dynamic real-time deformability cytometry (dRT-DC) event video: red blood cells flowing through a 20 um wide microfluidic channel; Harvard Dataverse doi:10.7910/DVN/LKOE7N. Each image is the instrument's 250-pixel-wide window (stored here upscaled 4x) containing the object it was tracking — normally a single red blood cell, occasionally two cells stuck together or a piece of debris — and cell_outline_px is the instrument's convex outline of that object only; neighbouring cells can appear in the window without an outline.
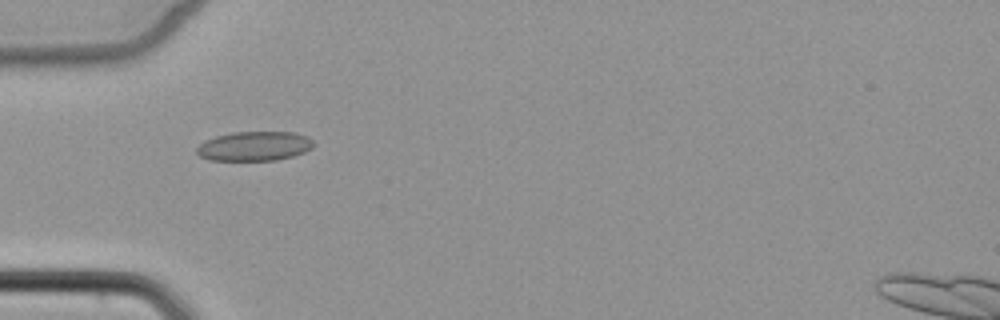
{"species": "common noctule bat (a hibernating species)", "species_latin": "Nyctalus noctula", "temperature_condition": "cold", "stored_images_in_passage": 2, "camera_frame_rate_fps": 3000, "um_per_image_px": 0.085, "animal": {"sex": "female", "body_mass_g": 22.7, "forearm_length_mm": 54.2}, "frame": {"image": 1, "passage_image": 1, "time_ms": 0.0, "image_size_px": [1000, 320], "cell_outline_px": [[316, 144], [312, 148], [304, 152], [292, 156], [276, 160], [208, 160], [200, 156], [196, 152], [196, 148], [204, 140], [216, 136], [232, 132], [296, 132], [308, 136]], "centroid_in_image_um": [21.63, 12.41], "position_along_channel_um": 63.4, "area_um2": 20.17}}
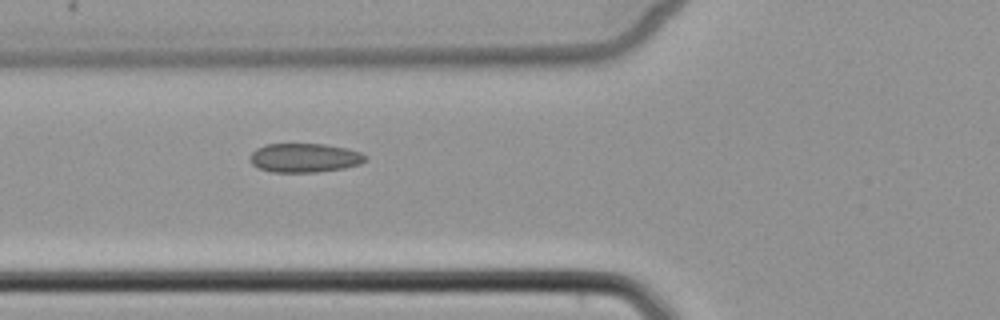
{"frame": {"image": 2, "passage_image": 2, "time_ms": 1.0, "image_size_px": [1000, 320], "cell_outline_px": [[368, 160], [360, 164], [344, 168], [316, 172], [272, 172], [260, 168], [252, 164], [248, 160], [248, 156], [256, 148], [264, 144], [324, 144], [348, 148], [360, 152], [368, 156]], "centroid_in_image_um": [25.89, 13.41], "position_along_channel_um": 99.9, "area_um2": 19.77}}